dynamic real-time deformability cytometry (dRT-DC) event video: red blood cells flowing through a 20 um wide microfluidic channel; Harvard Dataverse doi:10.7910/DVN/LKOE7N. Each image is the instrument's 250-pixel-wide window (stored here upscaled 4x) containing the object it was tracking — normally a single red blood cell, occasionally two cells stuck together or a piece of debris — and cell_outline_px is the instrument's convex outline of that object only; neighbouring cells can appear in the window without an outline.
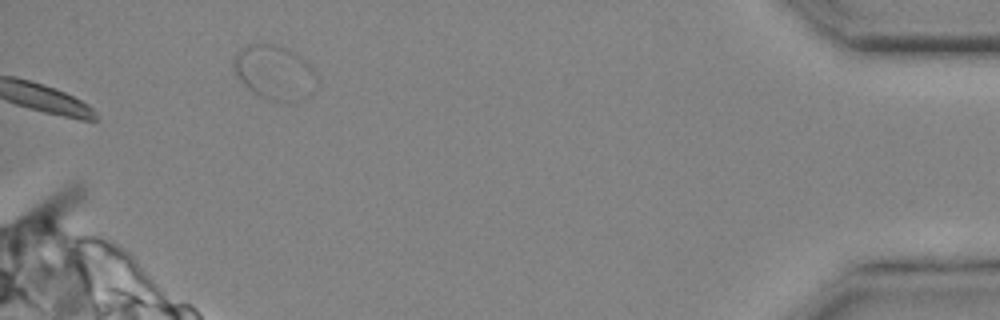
{"species": "common noctule bat (a hibernating species)", "species_latin": "Nyctalus noctula", "temperature_condition": "cold", "stored_images_in_passage": 28, "segment_of_instrument_passage": [2, 2], "camera_frame_rate_fps": 3000, "um_per_image_px": 0.085, "animal": {"sex": "male", "body_mass_g": 20.4}, "frame": {"image": 1, "passage_image": 28, "time_ms": 9.0, "image_size_px": [1000, 320], "cell_outline_px": [[316, 88], [308, 96], [280, 100], [268, 100], [260, 96], [248, 88], [232, 72], [232, 56], [236, 52], [248, 44], [280, 44], [292, 48], [312, 68], [316, 76]], "centroid_in_image_um": [23.28, 6.09], "position_along_channel_um": 411.9, "area_um2": 26.36}}